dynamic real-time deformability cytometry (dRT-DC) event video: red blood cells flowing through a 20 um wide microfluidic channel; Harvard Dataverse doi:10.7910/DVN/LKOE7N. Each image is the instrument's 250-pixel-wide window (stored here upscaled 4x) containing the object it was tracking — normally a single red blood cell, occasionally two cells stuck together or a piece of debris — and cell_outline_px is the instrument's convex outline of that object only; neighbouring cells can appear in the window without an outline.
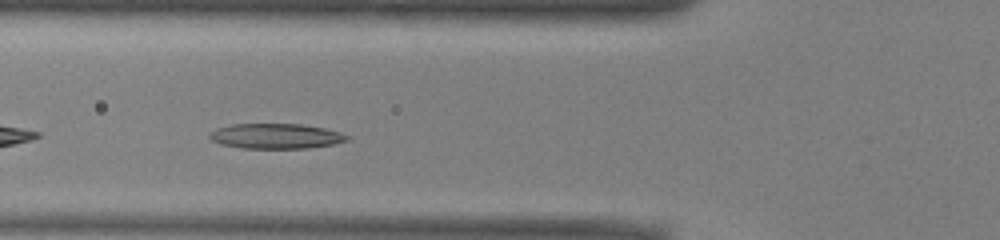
{"species": "common noctule bat (a hibernating species)", "species_latin": "Nyctalus noctula", "temperature_condition": "warm", "stored_images_in_passage": 37, "camera_frame_rate_fps": 3000, "um_per_image_px": 0.085, "animal": {"sex": "male", "body_mass_g": 13.0, "forearm_length_mm": 53.1}, "frame": {"image": 1, "passage_image": 5, "time_ms": 1.333, "image_size_px": [1000, 240], "cell_outline_px": [[348, 140], [332, 144], [308, 148], [240, 148], [220, 144], [212, 140], [208, 136], [216, 128], [232, 124], [300, 124], [324, 128], [340, 132], [348, 136]], "centroid_in_image_um": [23.42, 11.57], "position_along_channel_um": 102.4, "area_um2": 20.0}}
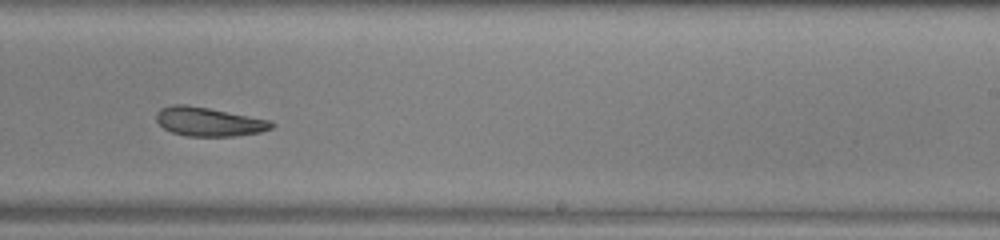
{"frame": {"image": 2, "passage_image": 18, "time_ms": 5.667, "image_size_px": [1000, 240], "cell_outline_px": [[276, 124], [272, 128], [260, 132], [236, 136], [188, 136], [172, 132], [164, 128], [156, 120], [156, 112], [160, 108], [172, 104], [184, 104], [208, 108], [272, 120]], "centroid_in_image_um": [17.76, 10.34], "position_along_channel_um": 271.2, "area_um2": 19.48}}
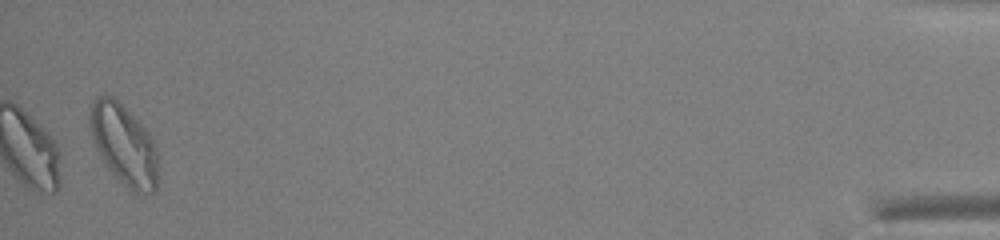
{"frame": {"image": 3, "passage_image": 37, "time_ms": 12.0, "image_size_px": [1000, 240], "cell_outline_px": [[156, 188], [152, 192], [132, 192], [116, 180], [108, 168], [92, 136], [88, 124], [88, 120], [92, 100], [96, 96], [112, 96], [152, 136], [156, 144]], "centroid_in_image_um": [10.51, 12.3], "position_along_channel_um": 424.7, "area_um2": 31.44}, "authors_computed_cell_mechanics": {"area_um2": 20.6924, "velocity_mm_per_s": 3.9055, "shape_relaxation_time_tau1_ms": 4.2196, "shape_relaxation_time_tau2_ms": 8.9636, "deformation_change_tau1": 0.1336, "deformation_change_tau2": 0.1991}}